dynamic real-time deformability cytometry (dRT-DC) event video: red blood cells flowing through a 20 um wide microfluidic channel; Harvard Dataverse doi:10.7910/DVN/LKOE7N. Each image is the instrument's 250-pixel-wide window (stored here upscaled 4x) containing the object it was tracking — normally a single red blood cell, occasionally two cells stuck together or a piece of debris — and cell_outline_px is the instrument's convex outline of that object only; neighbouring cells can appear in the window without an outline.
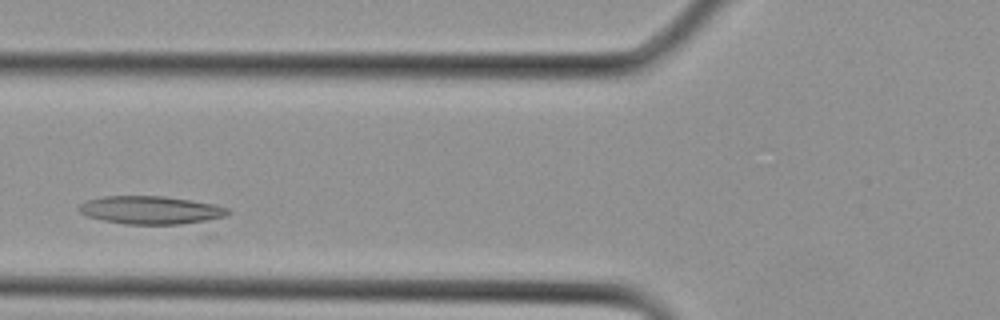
{"species": "Egyptian fruit bat (a non-hibernating species)", "species_latin": "Rousettus aegyptiacus", "temperature_condition": "cold", "stored_images_in_passage": 11, "camera_frame_rate_fps": 3000, "um_per_image_px": 0.085, "animal": {"sex": "female"}, "frame": {"image": 1, "passage_image": 5, "time_ms": 1.333, "image_size_px": [1000, 320], "cell_outline_px": [[232, 212], [212, 236], [204, 236], [124, 224], [104, 220], [88, 216], [80, 212], [76, 208], [80, 204], [88, 200], [104, 196], [164, 196], [192, 200], [212, 204], [228, 208]], "centroid_in_image_um": [13.47, 18.13], "position_along_channel_um": 112.3, "area_um2": 30.06}}
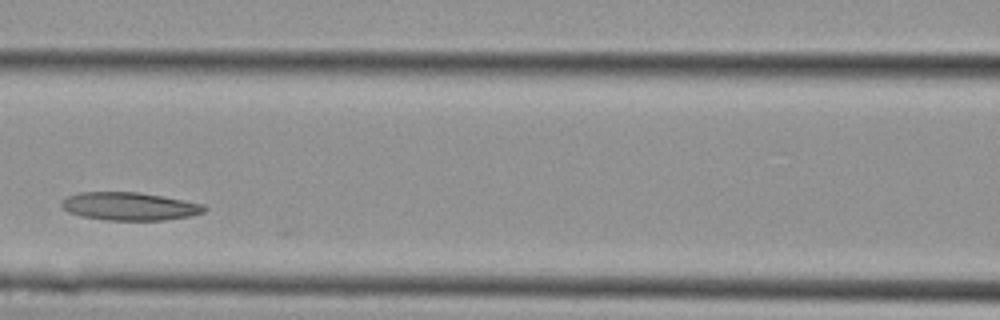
{"frame": {"image": 2, "passage_image": 7, "time_ms": 2.0, "image_size_px": [1000, 320], "cell_outline_px": [[208, 208], [204, 212], [188, 216], [164, 220], [104, 220], [80, 216], [68, 212], [60, 204], [68, 196], [80, 192], [136, 192], [160, 196], [204, 204]], "centroid_in_image_um": [11.0, 17.54], "position_along_channel_um": 155.6, "area_um2": 23.12}}
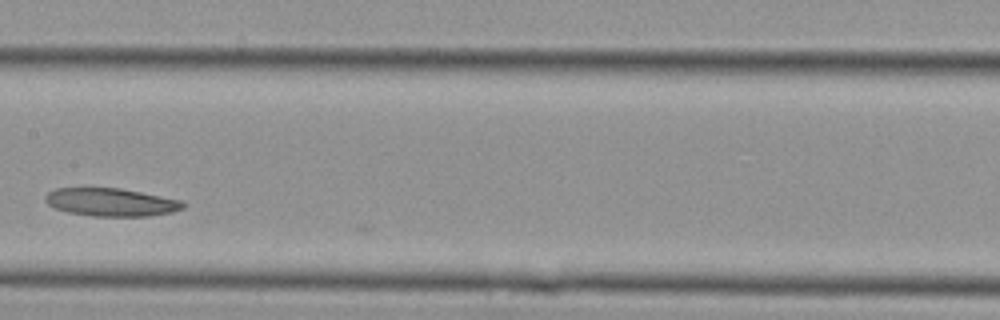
{"frame": {"image": 3, "passage_image": 9, "time_ms": 2.667, "image_size_px": [1000, 320], "cell_outline_px": [[184, 208], [172, 212], [148, 216], [92, 216], [68, 212], [56, 208], [48, 204], [44, 200], [44, 196], [48, 192], [56, 188], [120, 188], [180, 200], [184, 204]], "centroid_in_image_um": [9.4, 17.19], "position_along_channel_um": 198.0, "area_um2": 22.31}}